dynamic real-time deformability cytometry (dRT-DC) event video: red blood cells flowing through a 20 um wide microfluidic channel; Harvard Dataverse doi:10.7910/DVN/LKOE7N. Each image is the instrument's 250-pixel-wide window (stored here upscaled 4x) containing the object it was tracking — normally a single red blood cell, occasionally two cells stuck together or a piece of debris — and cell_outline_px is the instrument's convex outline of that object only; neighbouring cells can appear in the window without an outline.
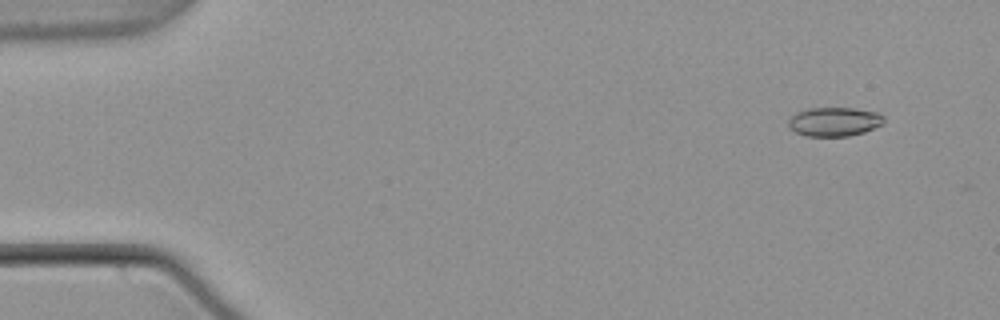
{"species": "common noctule bat (a hibernating species)", "species_latin": "Nyctalus noctula", "temperature_condition": "warm", "stored_images_in_passage": 15, "camera_frame_rate_fps": 3000, "um_per_image_px": 0.085, "animal": {"sex": "male", "body_mass_g": 21.5, "forearm_length_mm": 52.0}, "frame": {"image": 1, "passage_image": 5, "time_ms": 1.333, "image_size_px": [1000, 320], "cell_outline_px": [[884, 124], [864, 132], [848, 136], [808, 136], [796, 132], [788, 128], [788, 120], [796, 112], [808, 108], [856, 108], [880, 112], [884, 116]], "centroid_in_image_um": [70.94, 10.33], "position_along_channel_um": 14.1, "area_um2": 16.36}}